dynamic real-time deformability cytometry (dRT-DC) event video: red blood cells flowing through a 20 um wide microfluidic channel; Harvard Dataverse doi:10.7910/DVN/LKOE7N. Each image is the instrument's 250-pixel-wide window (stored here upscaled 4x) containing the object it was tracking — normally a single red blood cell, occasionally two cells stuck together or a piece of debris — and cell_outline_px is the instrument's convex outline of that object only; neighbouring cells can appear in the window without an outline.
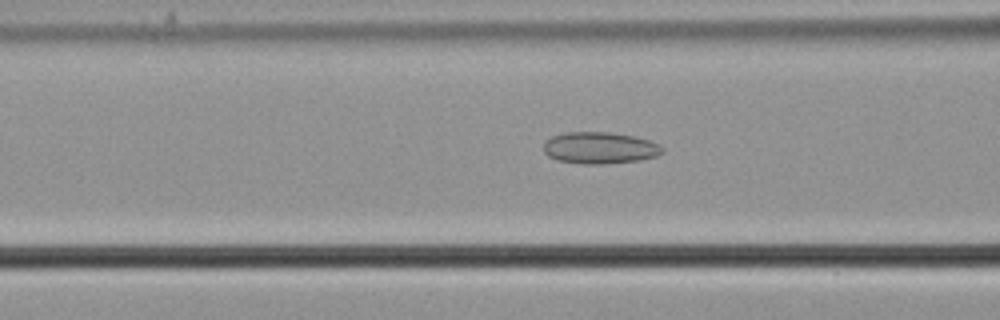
{"species": "common noctule bat (a hibernating species)", "species_latin": "Nyctalus noctula", "temperature_condition": "cold", "stored_images_in_passage": 53, "camera_frame_rate_fps": 3000, "um_per_image_px": 0.085, "animal": {"sex": "male", "body_mass_g": 21.5, "forearm_length_mm": 52.0}, "frame": {"image": 1, "passage_image": 20, "time_ms": 6.333, "image_size_px": [1000, 320], "cell_outline_px": [[664, 152], [656, 156], [640, 160], [604, 164], [584, 164], [556, 160], [548, 156], [544, 152], [544, 144], [552, 136], [564, 132], [608, 132], [636, 136], [660, 144], [664, 148]], "centroid_in_image_um": [51.0, 12.57], "position_along_channel_um": 115.6, "area_um2": 22.08}}
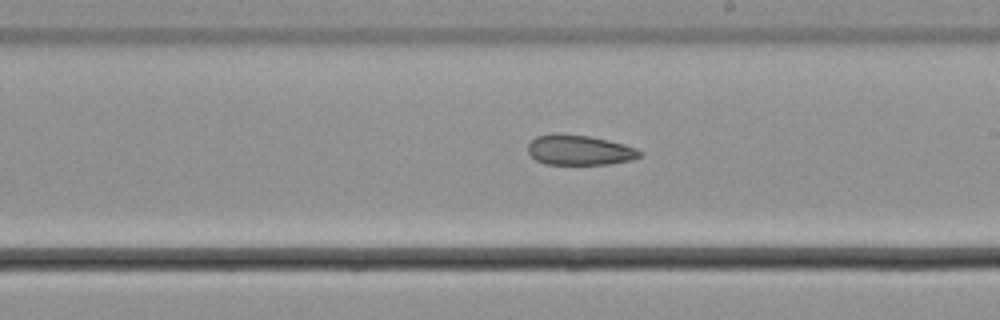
{"frame": {"image": 2, "passage_image": 30, "time_ms": 9.667, "image_size_px": [1000, 320], "cell_outline_px": [[644, 152], [640, 156], [632, 160], [608, 164], [544, 164], [536, 160], [528, 152], [528, 144], [536, 136], [556, 132], [560, 132], [588, 136], [608, 140], [624, 144], [636, 148]], "centroid_in_image_um": [49.24, 12.74], "position_along_channel_um": 239.8, "area_um2": 19.83}}
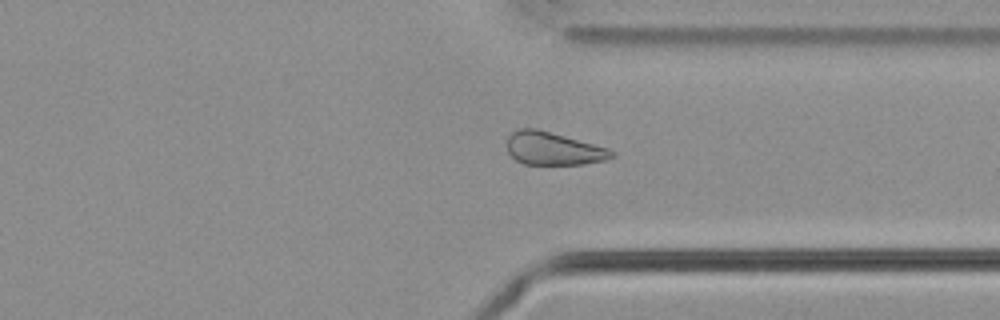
{"frame": {"image": 3, "passage_image": 40, "time_ms": 13.0, "image_size_px": [1000, 320], "cell_outline_px": [[616, 156], [608, 160], [584, 164], [524, 164], [516, 160], [508, 152], [508, 136], [512, 132], [520, 128], [536, 128], [608, 148], [616, 152]], "centroid_in_image_um": [47.07, 12.64], "position_along_channel_um": 364.3, "area_um2": 20.06}}